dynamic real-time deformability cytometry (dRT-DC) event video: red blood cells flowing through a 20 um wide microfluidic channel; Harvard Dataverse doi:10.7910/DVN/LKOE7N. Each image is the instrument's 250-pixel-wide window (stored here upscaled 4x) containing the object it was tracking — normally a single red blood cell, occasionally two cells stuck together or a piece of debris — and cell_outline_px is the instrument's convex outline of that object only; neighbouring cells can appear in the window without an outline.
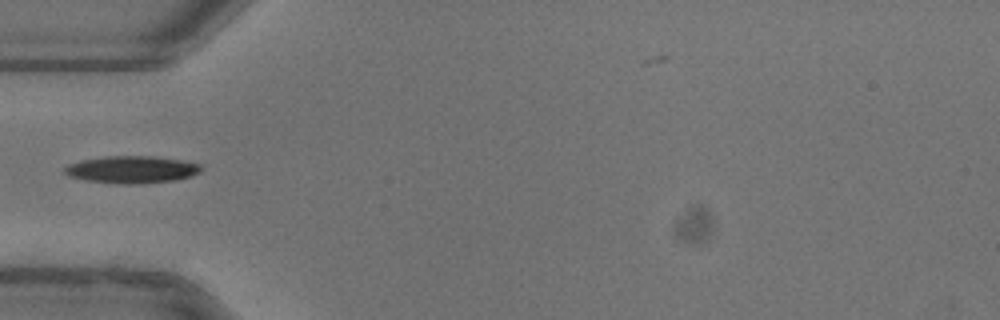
{"species": "common noctule bat (a hibernating species)", "species_latin": "Nyctalus noctula", "temperature_condition": "warm", "stored_images_in_passage": 10, "camera_frame_rate_fps": 3000, "um_per_image_px": 0.085, "animal": {"sex": "female"}, "frame": {"image": 1, "passage_image": 1, "time_ms": 0.0, "image_size_px": [1000, 320], "cell_outline_px": [[200, 172], [192, 176], [176, 180], [140, 184], [124, 184], [84, 180], [68, 176], [64, 172], [64, 168], [68, 164], [80, 160], [108, 156], [152, 156], [180, 160], [200, 164]], "centroid_in_image_um": [11.17, 14.42], "position_along_channel_um": 73.8, "area_um2": 21.68}}
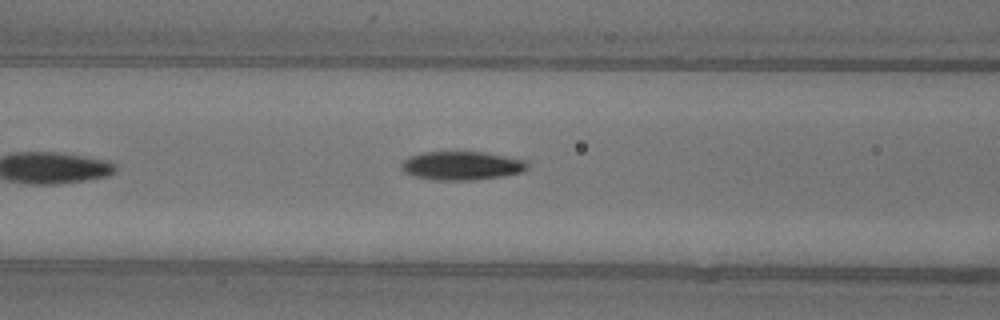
{"frame": {"image": 2, "passage_image": 5, "time_ms": 1.333, "image_size_px": [1000, 320], "cell_outline_px": [[528, 168], [520, 172], [504, 176], [472, 180], [436, 180], [416, 176], [404, 172], [400, 168], [400, 164], [408, 156], [424, 152], [484, 152], [524, 160], [528, 164]], "centroid_in_image_um": [39.21, 14.08], "position_along_channel_um": 127.4, "area_um2": 20.92}}